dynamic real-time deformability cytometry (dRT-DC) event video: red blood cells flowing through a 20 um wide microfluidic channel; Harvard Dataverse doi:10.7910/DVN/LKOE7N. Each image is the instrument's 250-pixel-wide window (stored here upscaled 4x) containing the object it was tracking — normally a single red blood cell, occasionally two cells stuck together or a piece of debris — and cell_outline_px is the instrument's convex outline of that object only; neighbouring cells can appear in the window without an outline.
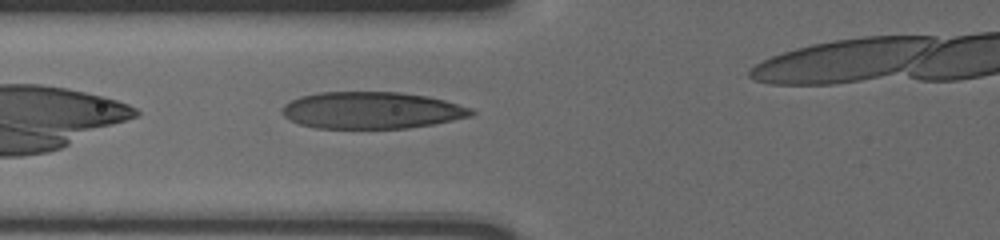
{"species": "human", "species_latin": "Homo sapiens", "temperature_condition": "cold", "stored_images_in_passage": 31, "camera_frame_rate_fps": 3000, "um_per_image_px": 0.085, "donor": {"sex": "male"}, "frame": {"image": 1, "passage_image": 3, "time_ms": 0.667, "image_size_px": [1000, 240], "cell_outline_px": [[476, 112], [472, 116], [432, 124], [408, 128], [316, 128], [300, 124], [284, 116], [280, 108], [284, 104], [300, 96], [320, 92], [400, 92], [428, 96], [444, 100], [472, 108]], "centroid_in_image_um": [31.59, 9.37], "position_along_channel_um": 94.2, "area_um2": 40.63}}
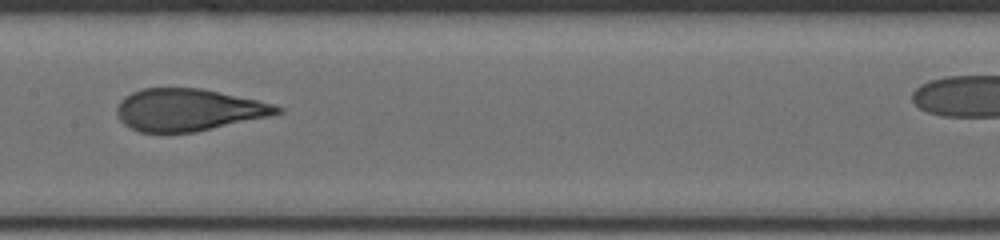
{"frame": {"image": 2, "passage_image": 11, "time_ms": 3.333, "image_size_px": [1000, 240], "cell_outline_px": [[284, 112], [268, 116], [196, 132], [160, 136], [140, 132], [124, 124], [120, 120], [116, 112], [116, 108], [120, 100], [124, 96], [132, 92], [144, 88], [200, 88], [220, 92], [256, 100], [272, 104], [284, 108]], "centroid_in_image_um": [15.95, 9.37], "position_along_channel_um": 191.5, "area_um2": 39.94}}
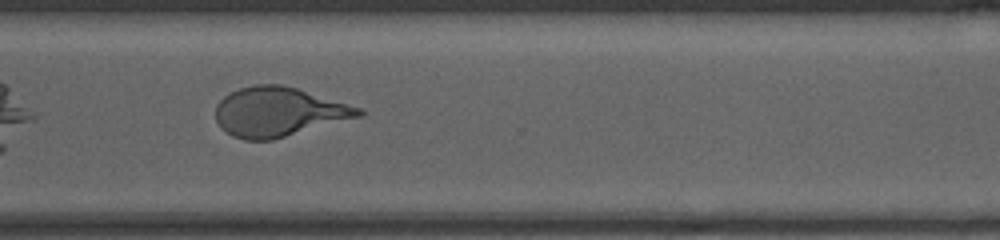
{"frame": {"image": 3, "passage_image": 24, "time_ms": 7.667, "image_size_px": [1000, 240], "cell_outline_px": [[364, 112], [360, 116], [272, 140], [244, 140], [232, 136], [220, 128], [216, 120], [216, 104], [224, 96], [240, 88], [256, 84], [280, 84], [296, 88], [360, 108]], "centroid_in_image_um": [23.61, 9.52], "position_along_channel_um": 347.0, "area_um2": 40.63}}